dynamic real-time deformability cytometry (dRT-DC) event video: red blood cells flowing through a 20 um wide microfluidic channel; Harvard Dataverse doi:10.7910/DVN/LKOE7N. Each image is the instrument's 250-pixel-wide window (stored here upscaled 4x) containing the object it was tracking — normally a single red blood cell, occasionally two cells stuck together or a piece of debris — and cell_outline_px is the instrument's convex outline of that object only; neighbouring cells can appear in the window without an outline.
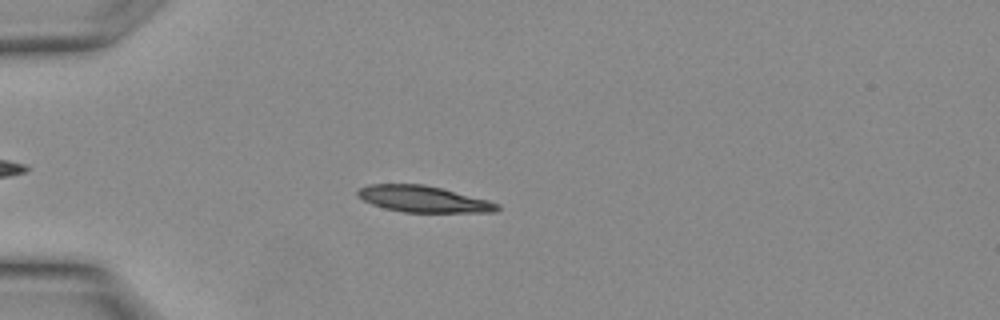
{"species": "Egyptian fruit bat (a non-hibernating species)", "species_latin": "Rousettus aegyptiacus", "temperature_condition": "warm", "stored_images_in_passage": 7, "camera_frame_rate_fps": 3000, "um_per_image_px": 0.085, "animal": {"sex": "female"}, "frame": {"image": 1, "passage_image": 2, "time_ms": 0.333, "image_size_px": [1000, 320], "cell_outline_px": [[500, 208], [496, 212], [404, 212], [384, 208], [372, 204], [356, 196], [356, 192], [360, 188], [372, 184], [424, 184], [488, 200], [500, 204]], "centroid_in_image_um": [35.98, 16.92], "position_along_channel_um": 49.0, "area_um2": 21.27}}
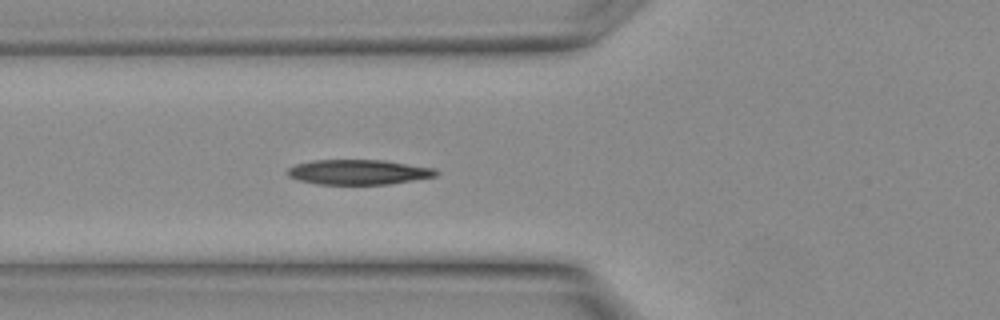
{"frame": {"image": 2, "passage_image": 5, "time_ms": 1.333, "image_size_px": [1000, 320], "cell_outline_px": [[440, 172], [436, 176], [388, 184], [320, 184], [300, 180], [288, 176], [284, 172], [288, 168], [296, 164], [312, 160], [384, 160], [436, 168]], "centroid_in_image_um": [30.47, 14.62], "position_along_channel_um": 95.3, "area_um2": 21.62}}
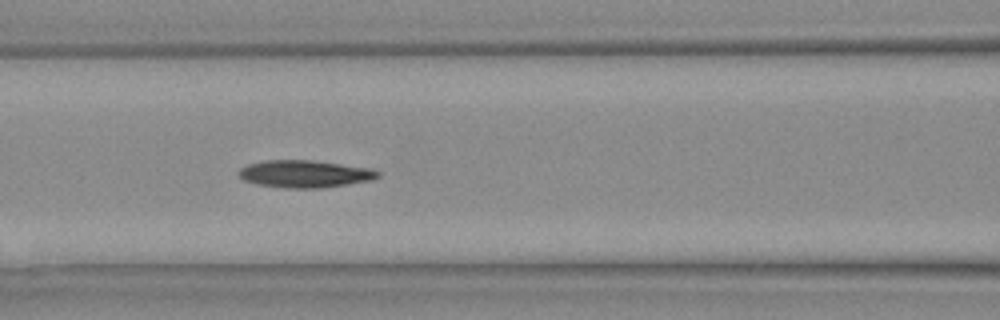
{"frame": {"image": 3, "passage_image": 7, "time_ms": 2.0, "image_size_px": [1000, 320], "cell_outline_px": [[380, 176], [368, 180], [344, 184], [316, 188], [288, 188], [256, 184], [244, 180], [240, 176], [240, 168], [248, 164], [264, 160], [312, 160], [372, 168], [380, 172]], "centroid_in_image_um": [25.89, 14.76], "position_along_channel_um": 140.7, "area_um2": 21.85}}